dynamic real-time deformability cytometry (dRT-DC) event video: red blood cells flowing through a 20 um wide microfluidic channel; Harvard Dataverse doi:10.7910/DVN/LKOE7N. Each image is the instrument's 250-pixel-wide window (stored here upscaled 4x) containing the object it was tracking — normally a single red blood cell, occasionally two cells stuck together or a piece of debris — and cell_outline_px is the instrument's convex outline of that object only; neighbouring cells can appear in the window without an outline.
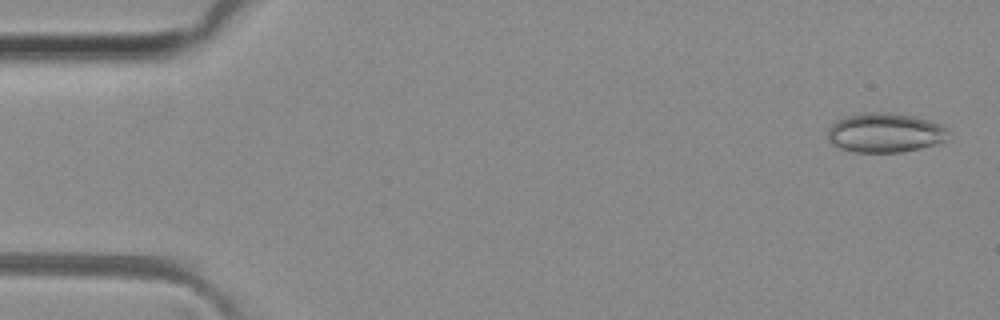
{"species": "common noctule bat (a hibernating species)", "species_latin": "Nyctalus noctula", "temperature_condition": "room temperature", "stored_images_in_passage": 50, "camera_frame_rate_fps": 3000, "um_per_image_px": 0.085, "animal": {"sex": "female", "body_mass_g": 29.2, "forearm_length_mm": 56.3}, "frame": {"image": 1, "passage_image": 2, "time_ms": 0.333, "image_size_px": [1000, 320], "cell_outline_px": [[948, 140], [936, 144], [920, 148], [900, 152], [852, 152], [840, 148], [832, 144], [828, 140], [828, 128], [832, 124], [844, 116], [864, 112], [884, 112], [912, 116], [928, 120], [940, 124], [948, 128]], "centroid_in_image_um": [75.22, 11.28], "position_along_channel_um": 9.8, "area_um2": 27.86}}
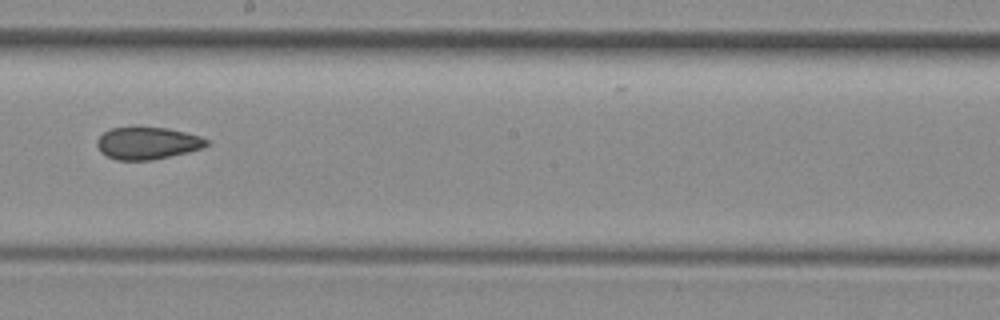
{"frame": {"image": 2, "passage_image": 28, "time_ms": 9.0, "image_size_px": [1000, 320], "cell_outline_px": [[208, 144], [204, 148], [188, 152], [152, 160], [116, 160], [100, 152], [96, 144], [96, 140], [104, 132], [112, 128], [168, 128], [200, 136], [208, 140]], "centroid_in_image_um": [12.53, 12.18], "position_along_channel_um": 235.7, "area_um2": 20.4}}
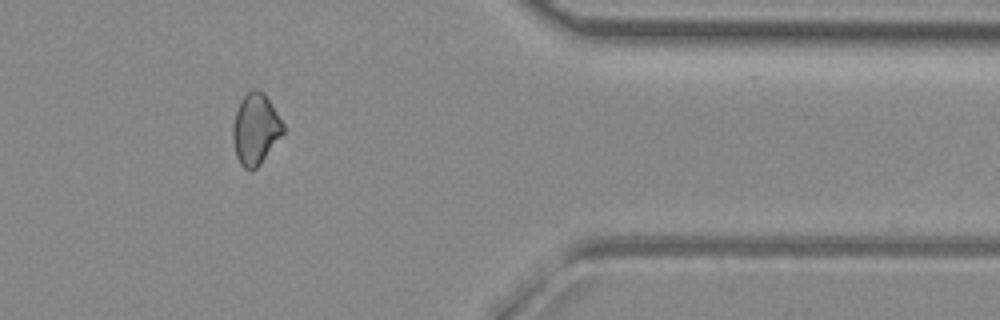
{"frame": {"image": 3, "passage_image": 41, "time_ms": 13.333, "image_size_px": [1000, 320], "cell_outline_px": [[284, 132], [260, 164], [252, 172], [244, 168], [240, 164], [236, 156], [232, 136], [232, 128], [236, 112], [240, 100], [252, 88], [256, 88], [264, 92], [284, 124]], "centroid_in_image_um": [21.71, 10.97], "position_along_channel_um": 389.7, "area_um2": 20.81}, "authors_computed_cell_mechanics": {"area_um2": 21.675, "velocity_mm_per_s": 4.1066, "shape_relaxation_time_tau1_ms": null, "shape_relaxation_time_tau2_ms": 3.3041, "deformation_change_tau1": null, "deformation_change_tau2": 0.0855}}